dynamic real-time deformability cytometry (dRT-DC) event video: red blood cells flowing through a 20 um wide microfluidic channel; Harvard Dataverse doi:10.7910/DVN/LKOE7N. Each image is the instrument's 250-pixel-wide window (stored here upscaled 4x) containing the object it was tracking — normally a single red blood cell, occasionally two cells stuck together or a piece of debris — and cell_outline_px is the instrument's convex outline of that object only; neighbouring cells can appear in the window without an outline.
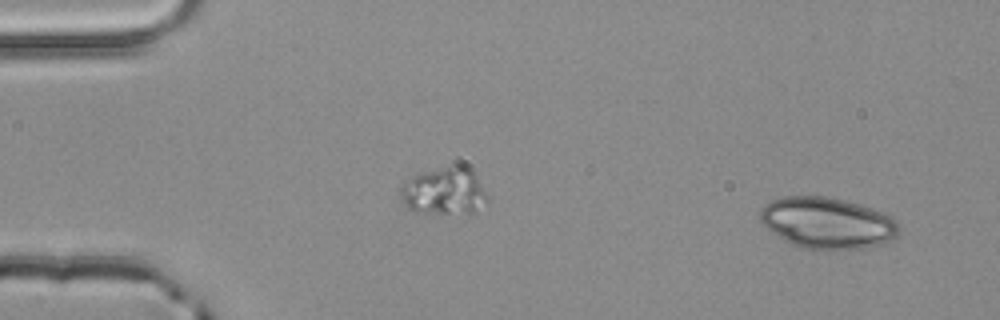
{"species": "common noctule bat (a hibernating species)", "species_latin": "Nyctalus noctula", "temperature_condition": "room temperature", "stored_images_in_passage": 3, "segment_of_instrument_passage": [2, 2], "camera_frame_rate_fps": 3000, "um_per_image_px": 0.085, "animal": {"sex": "male", "body_mass_g": 20.4}, "frame": {"image": 1, "passage_image": 3, "time_ms": 0.667, "image_size_px": [1000, 320], "cell_outline_px": [[900, 232], [892, 240], [864, 248], [804, 248], [780, 236], [768, 228], [760, 220], [760, 208], [764, 204], [772, 200], [784, 196], [828, 196], [860, 204], [892, 216], [900, 224]], "centroid_in_image_um": [70.36, 18.91], "position_along_channel_um": 14.6, "area_um2": 40.92}}